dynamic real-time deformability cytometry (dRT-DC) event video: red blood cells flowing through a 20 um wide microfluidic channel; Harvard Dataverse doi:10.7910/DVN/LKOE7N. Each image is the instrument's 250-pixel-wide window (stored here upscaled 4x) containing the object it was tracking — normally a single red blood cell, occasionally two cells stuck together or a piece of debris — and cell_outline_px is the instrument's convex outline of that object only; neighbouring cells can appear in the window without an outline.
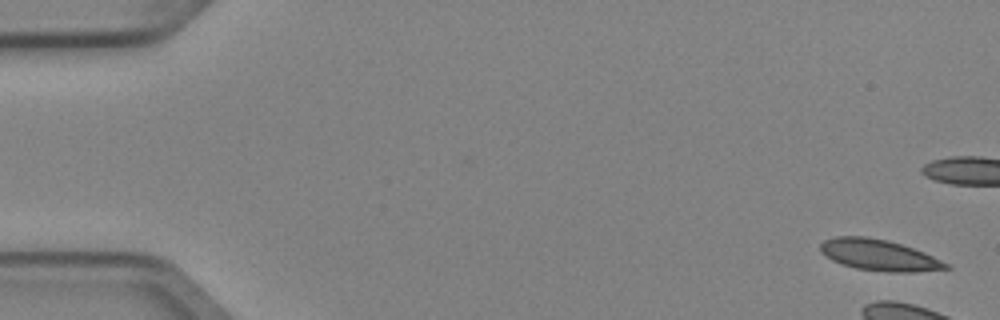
{"species": "Egyptian fruit bat (a non-hibernating species)", "species_latin": "Rousettus aegyptiacus", "temperature_condition": "cold", "stored_images_in_passage": 6, "camera_frame_rate_fps": 3000, "um_per_image_px": 0.085, "animal": {"sex": "female"}, "frame": {"image": 1, "passage_image": 1, "time_ms": 0.0, "image_size_px": [1000, 320], "cell_outline_px": [[952, 268], [912, 272], [888, 272], [856, 268], [840, 264], [832, 260], [820, 252], [820, 244], [824, 240], [836, 236], [864, 236], [888, 240], [924, 252], [948, 264]], "centroid_in_image_um": [74.67, 21.68], "position_along_channel_um": 10.3, "area_um2": 22.66}}